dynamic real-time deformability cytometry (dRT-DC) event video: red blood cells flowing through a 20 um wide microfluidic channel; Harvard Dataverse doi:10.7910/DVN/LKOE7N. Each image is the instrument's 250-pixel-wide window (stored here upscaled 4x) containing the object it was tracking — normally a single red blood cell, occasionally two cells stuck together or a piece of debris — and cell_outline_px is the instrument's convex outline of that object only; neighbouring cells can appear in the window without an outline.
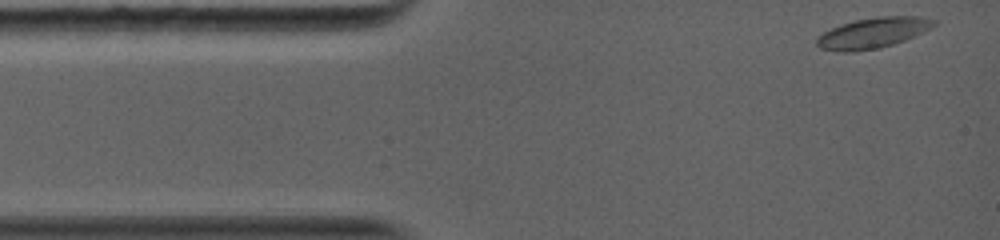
{"species": "common noctule bat (a hibernating species)", "species_latin": "Nyctalus noctula", "temperature_condition": "warm", "stored_images_in_passage": 56, "camera_frame_rate_fps": 5000, "um_per_image_px": 0.085, "animal": {"sex": "female", "body_mass_g": 19.0, "forearm_length_mm": 56.7}, "frame": {"image": 1, "passage_image": 1, "time_ms": 0.0, "image_size_px": [1000, 240], "cell_outline_px": [[936, 24], [904, 40], [880, 48], [852, 52], [836, 52], [820, 48], [816, 44], [816, 36], [840, 24], [856, 20], [880, 16], [920, 16], [936, 20]], "centroid_in_image_um": [74.12, 2.8], "position_along_channel_um": 10.9, "area_um2": 20.69}}
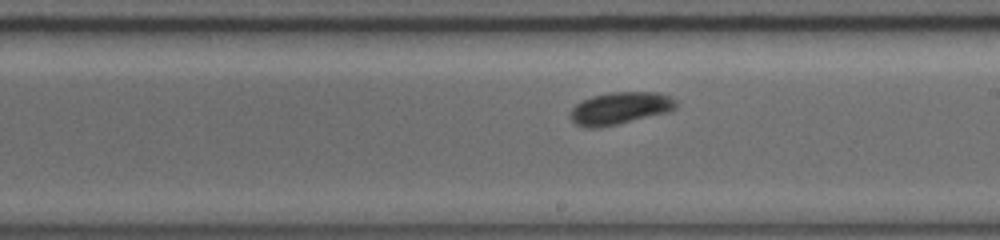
{"frame": {"image": 2, "passage_image": 33, "time_ms": 7.0, "image_size_px": [1000, 240], "cell_outline_px": [[676, 108], [668, 112], [600, 128], [584, 128], [576, 124], [568, 116], [568, 112], [580, 100], [592, 96], [608, 92], [656, 92], [668, 96], [676, 100]], "centroid_in_image_um": [52.63, 9.2], "position_along_channel_um": 236.4, "area_um2": 20.06}}
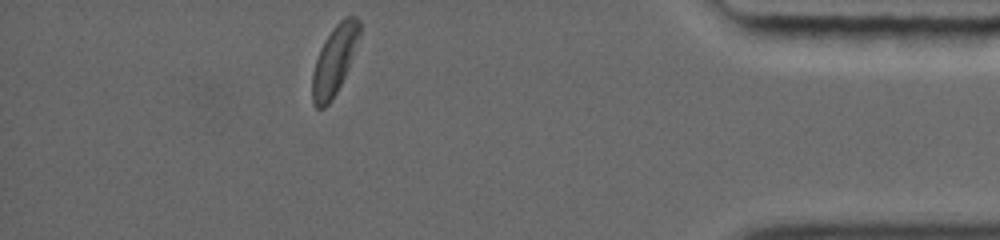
{"frame": {"image": 3, "passage_image": 56, "time_ms": 12.2, "image_size_px": [1000, 240], "cell_outline_px": [[360, 32], [344, 76], [332, 100], [324, 108], [316, 108], [312, 104], [312, 72], [320, 48], [324, 40], [332, 28], [344, 16], [356, 16], [360, 20]], "centroid_in_image_um": [28.38, 5.11], "position_along_channel_um": 406.8, "area_um2": 18.67}}